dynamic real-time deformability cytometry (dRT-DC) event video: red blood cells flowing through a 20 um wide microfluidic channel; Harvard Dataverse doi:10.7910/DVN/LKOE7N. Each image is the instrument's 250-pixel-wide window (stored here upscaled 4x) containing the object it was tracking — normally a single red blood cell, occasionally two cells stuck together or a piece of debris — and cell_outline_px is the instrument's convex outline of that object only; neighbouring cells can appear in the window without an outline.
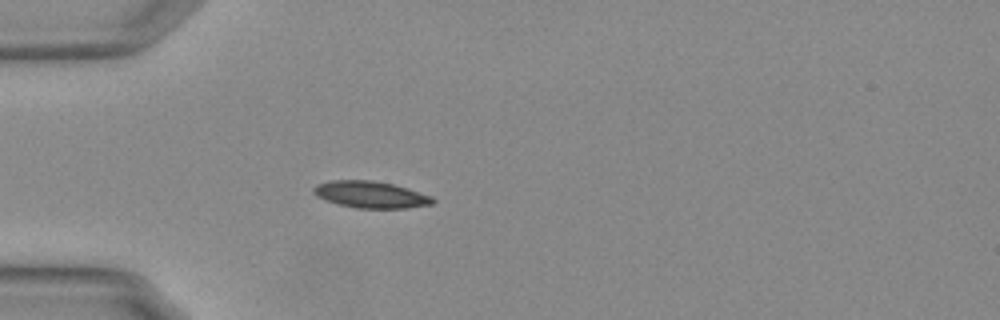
{"species": "Egyptian fruit bat (a non-hibernating species)", "species_latin": "Rousettus aegyptiacus", "temperature_condition": "warm", "stored_images_in_passage": 40, "camera_frame_rate_fps": 3000, "um_per_image_px": 0.085, "animal": {"sex": "female"}, "frame": {"image": 1, "passage_image": 1, "time_ms": 0.0, "image_size_px": [1000, 320], "cell_outline_px": [[436, 200], [432, 204], [404, 208], [356, 208], [340, 204], [316, 196], [312, 192], [312, 188], [316, 184], [332, 180], [372, 180], [392, 184], [408, 188], [432, 196]], "centroid_in_image_um": [31.51, 16.53], "position_along_channel_um": 53.5, "area_um2": 18.5}}
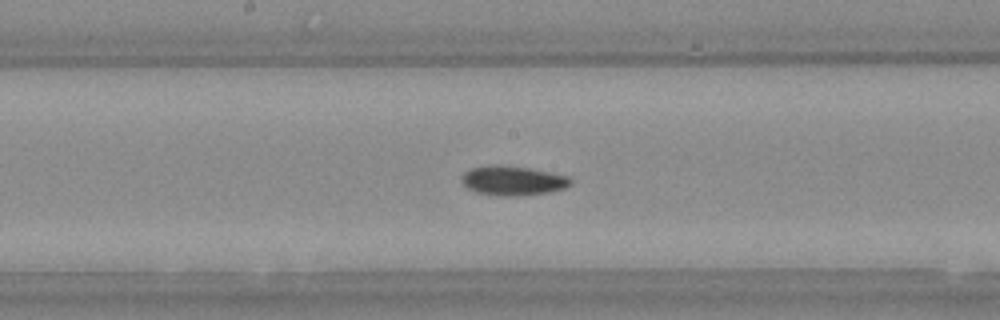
{"frame": {"image": 2, "passage_image": 14, "time_ms": 4.333, "image_size_px": [1000, 320], "cell_outline_px": [[572, 184], [564, 188], [548, 192], [520, 196], [496, 196], [476, 192], [468, 188], [460, 180], [460, 176], [464, 172], [472, 168], [488, 164], [500, 164], [528, 168], [568, 176], [572, 180]], "centroid_in_image_um": [43.55, 15.35], "position_along_channel_um": 204.7, "area_um2": 18.9}}
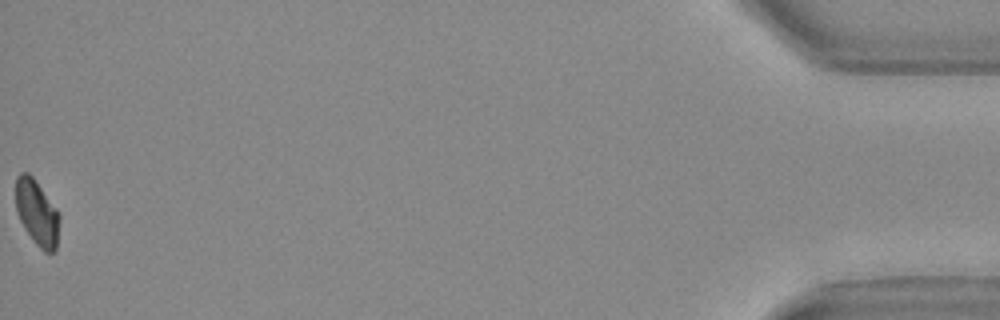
{"frame": {"image": 3, "passage_image": 40, "time_ms": 13.0, "image_size_px": [1000, 320], "cell_outline_px": [[60, 216], [56, 248], [52, 252], [44, 252], [36, 244], [24, 228], [16, 212], [16, 176], [20, 172], [28, 172], [32, 176], [56, 208]], "centroid_in_image_um": [3.13, 18.07], "position_along_channel_um": 432.1, "area_um2": 16.59}}